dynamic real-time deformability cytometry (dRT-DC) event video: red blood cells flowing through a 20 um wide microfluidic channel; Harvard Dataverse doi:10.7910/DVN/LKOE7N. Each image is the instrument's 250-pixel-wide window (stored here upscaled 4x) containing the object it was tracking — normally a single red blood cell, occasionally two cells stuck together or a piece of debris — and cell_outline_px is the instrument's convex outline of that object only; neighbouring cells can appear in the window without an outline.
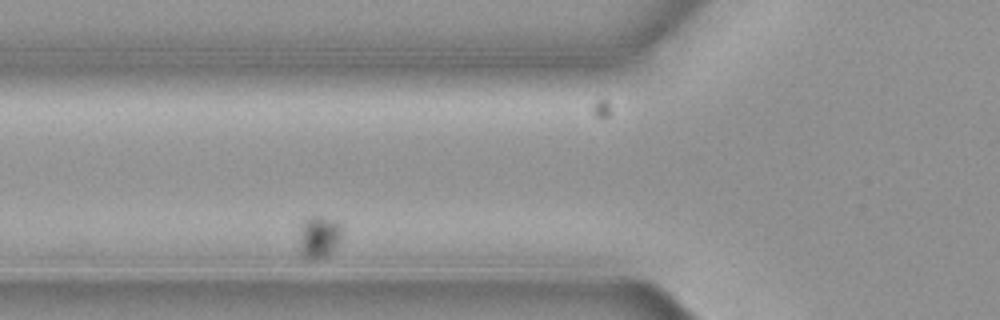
{"species": "common noctule bat (a hibernating species)", "species_latin": "Nyctalus noctula", "temperature_condition": "cold", "stored_images_in_passage": 3, "camera_frame_rate_fps": 3000, "um_per_image_px": 0.085, "animal": {"sex": "female", "body_mass_g": 19.3, "forearm_length_mm": 54.1}, "frame": {"image": 1, "passage_image": 3, "time_ms": 0.667, "image_size_px": [1000, 320], "cell_outline_px": [[340, 240], [332, 252], [316, 260], [304, 260], [300, 256], [300, 224], [304, 220], [312, 216], [324, 216], [336, 220], [340, 224]], "centroid_in_image_um": [27.07, 20.16], "position_along_channel_um": 98.7, "area_um2": 10.75}}